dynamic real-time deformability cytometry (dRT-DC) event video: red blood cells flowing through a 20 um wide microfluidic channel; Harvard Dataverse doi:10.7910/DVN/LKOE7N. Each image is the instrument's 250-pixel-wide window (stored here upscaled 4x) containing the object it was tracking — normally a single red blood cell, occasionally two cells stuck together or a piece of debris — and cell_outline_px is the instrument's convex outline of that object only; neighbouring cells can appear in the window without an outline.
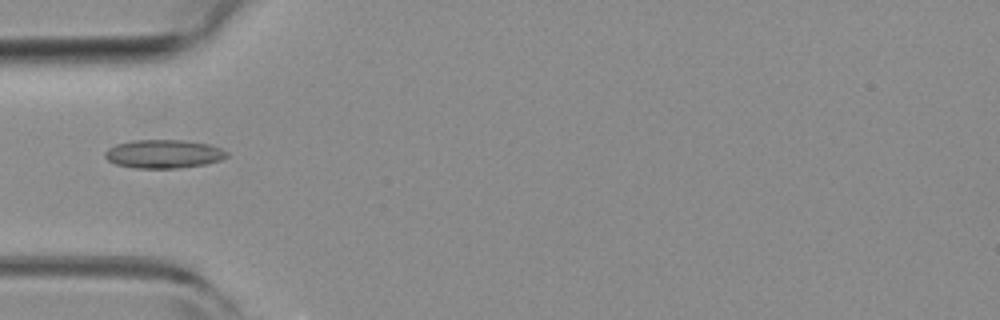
{"species": "common noctule bat (a hibernating species)", "species_latin": "Nyctalus noctula", "temperature_condition": "room temperature", "stored_images_in_passage": 1, "camera_frame_rate_fps": 3000, "um_per_image_px": 0.085, "animal": {"sex": "female", "body_mass_g": 19.3, "forearm_length_mm": 54.1}, "frame": {"image": 1, "passage_image": 1, "time_ms": 0.0, "image_size_px": [1000, 320], "cell_outline_px": [[228, 156], [220, 160], [204, 164], [176, 168], [136, 168], [116, 164], [108, 160], [104, 156], [104, 152], [108, 148], [116, 144], [132, 140], [184, 140], [208, 144], [220, 148], [228, 152]], "centroid_in_image_um": [13.89, 13.08], "position_along_channel_um": 71.1, "area_um2": 20.17}}